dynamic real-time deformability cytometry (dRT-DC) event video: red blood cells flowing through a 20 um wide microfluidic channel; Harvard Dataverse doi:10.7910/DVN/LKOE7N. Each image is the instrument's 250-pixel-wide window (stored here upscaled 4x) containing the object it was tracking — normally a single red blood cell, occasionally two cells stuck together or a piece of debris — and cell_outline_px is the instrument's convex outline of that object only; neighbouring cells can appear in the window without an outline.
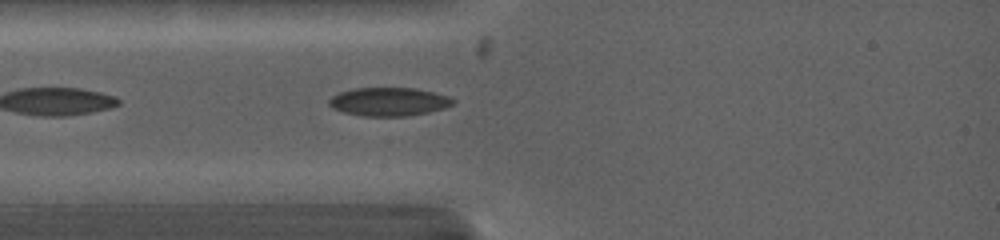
{"species": "common noctule bat (a hibernating species)", "species_latin": "Nyctalus noctula", "temperature_condition": "warm", "stored_images_in_passage": 9, "camera_frame_rate_fps": 5000, "um_per_image_px": 0.085, "animal": {"sex": "female", "body_mass_g": 19.0, "forearm_length_mm": 53.3}, "frame": {"image": 1, "passage_image": 2, "time_ms": 0.6, "image_size_px": [1000, 240], "cell_outline_px": [[456, 100], [452, 104], [444, 108], [428, 112], [408, 116], [364, 116], [344, 112], [332, 108], [328, 104], [328, 100], [332, 96], [340, 92], [352, 88], [416, 88], [448, 96]], "centroid_in_image_um": [33.03, 8.64], "position_along_channel_um": 52.0, "area_um2": 20.52}}
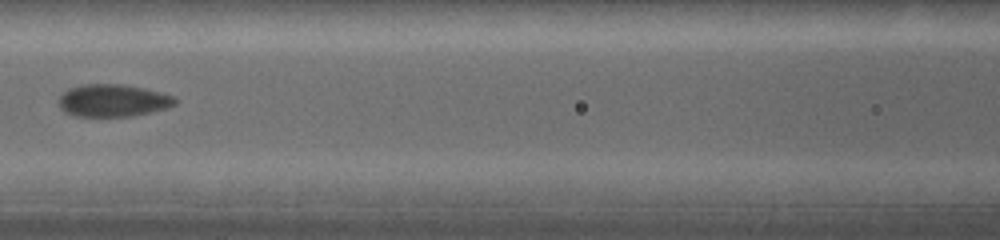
{"frame": {"image": 2, "passage_image": 8, "time_ms": 3.2, "image_size_px": [1000, 240], "cell_outline_px": [[176, 104], [164, 108], [132, 116], [76, 116], [64, 112], [60, 108], [60, 96], [68, 88], [84, 84], [120, 84], [144, 88], [160, 92], [172, 96], [176, 100]], "centroid_in_image_um": [9.56, 8.54], "position_along_channel_um": 157.0, "area_um2": 21.68}}